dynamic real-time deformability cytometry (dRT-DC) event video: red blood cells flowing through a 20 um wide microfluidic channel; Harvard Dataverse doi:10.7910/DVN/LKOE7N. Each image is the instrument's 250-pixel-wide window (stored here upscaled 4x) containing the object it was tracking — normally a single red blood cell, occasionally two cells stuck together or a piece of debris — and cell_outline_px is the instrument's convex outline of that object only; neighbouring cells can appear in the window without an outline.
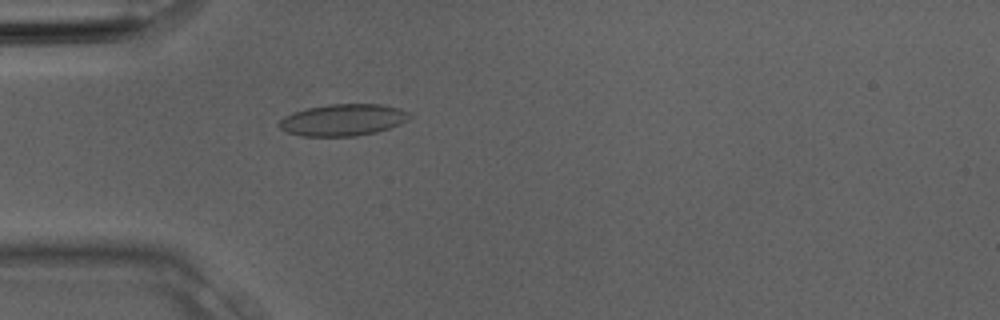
{"species": "Egyptian fruit bat (a non-hibernating species)", "species_latin": "Rousettus aegyptiacus", "temperature_condition": "room temperature", "stored_images_in_passage": 3, "camera_frame_rate_fps": 3000, "um_per_image_px": 0.085, "animal": {"sex": "male"}, "frame": {"image": 1, "passage_image": 3, "time_ms": 0.667, "image_size_px": [1000, 320], "cell_outline_px": [[412, 116], [408, 120], [400, 124], [376, 132], [356, 136], [300, 136], [288, 132], [280, 128], [276, 124], [284, 116], [292, 112], [308, 108], [328, 104], [380, 104], [400, 108], [408, 112]], "centroid_in_image_um": [29.14, 10.19], "position_along_channel_um": 55.9, "area_um2": 24.22}}